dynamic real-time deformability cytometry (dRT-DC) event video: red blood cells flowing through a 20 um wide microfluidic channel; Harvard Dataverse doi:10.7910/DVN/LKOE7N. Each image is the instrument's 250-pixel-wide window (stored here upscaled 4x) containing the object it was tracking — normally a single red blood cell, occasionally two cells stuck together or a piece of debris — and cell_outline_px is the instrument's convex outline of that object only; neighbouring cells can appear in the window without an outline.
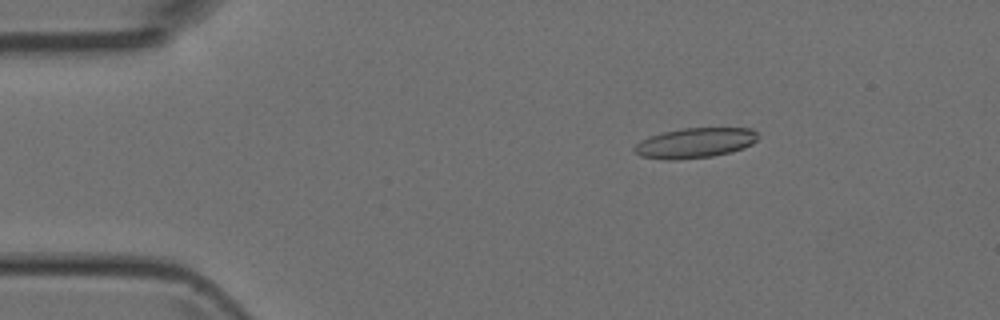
{"species": "Egyptian fruit bat (a non-hibernating species)", "species_latin": "Rousettus aegyptiacus", "temperature_condition": "room temperature", "stored_images_in_passage": 5, "camera_frame_rate_fps": 3000, "um_per_image_px": 0.085, "animal": {"sex": "female"}, "frame": {"image": 1, "passage_image": 3, "time_ms": 2.0, "image_size_px": [1000, 320], "cell_outline_px": [[760, 136], [752, 144], [744, 148], [712, 156], [676, 160], [668, 160], [640, 156], [632, 148], [640, 140], [664, 132], [684, 128], [752, 128]], "centroid_in_image_um": [59.09, 12.15], "position_along_channel_um": 25.9, "area_um2": 21.56}}